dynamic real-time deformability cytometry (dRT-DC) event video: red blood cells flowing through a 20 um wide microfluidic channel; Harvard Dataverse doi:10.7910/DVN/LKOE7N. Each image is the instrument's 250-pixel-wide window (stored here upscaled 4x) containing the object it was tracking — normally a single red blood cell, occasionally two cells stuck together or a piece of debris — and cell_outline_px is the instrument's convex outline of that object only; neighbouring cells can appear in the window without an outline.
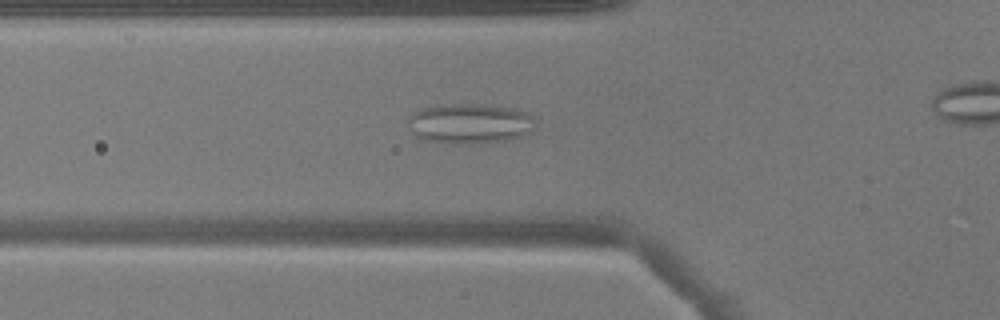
{"species": "common noctule bat (a hibernating species)", "species_latin": "Nyctalus noctula", "temperature_condition": "warm", "stored_images_in_passage": 38, "camera_frame_rate_fps": 3000, "um_per_image_px": 0.085, "animal": {"sex": "male", "body_mass_g": 17.9}, "frame": {"image": 1, "passage_image": 14, "time_ms": 4.333, "image_size_px": [1000, 320], "cell_outline_px": [[536, 124], [532, 132], [524, 136], [508, 140], [472, 144], [456, 144], [424, 140], [416, 136], [412, 132], [408, 124], [408, 116], [412, 112], [420, 108], [436, 104], [496, 104], [520, 108], [532, 116]], "centroid_in_image_um": [39.96, 10.48], "position_along_channel_um": 85.8, "area_um2": 30.81}}
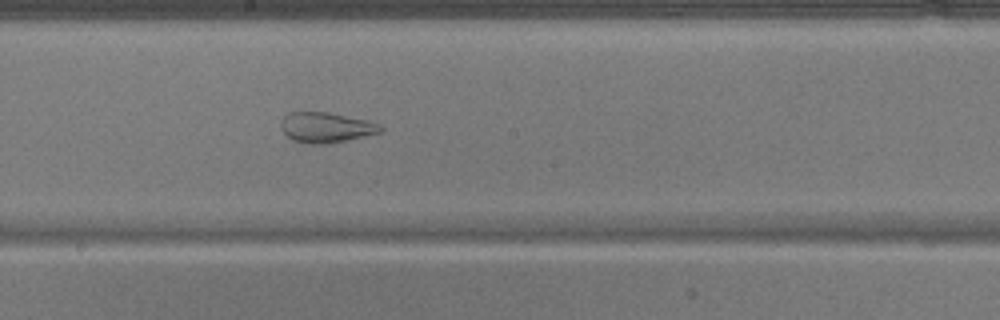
{"frame": {"image": 2, "passage_image": 24, "time_ms": 7.667, "image_size_px": [1000, 320], "cell_outline_px": [[384, 132], [348, 140], [328, 144], [308, 144], [292, 140], [280, 128], [280, 124], [284, 116], [288, 112], [328, 112], [372, 120], [380, 124], [384, 128]], "centroid_in_image_um": [27.77, 10.83], "position_along_channel_um": 220.4, "area_um2": 18.03}}
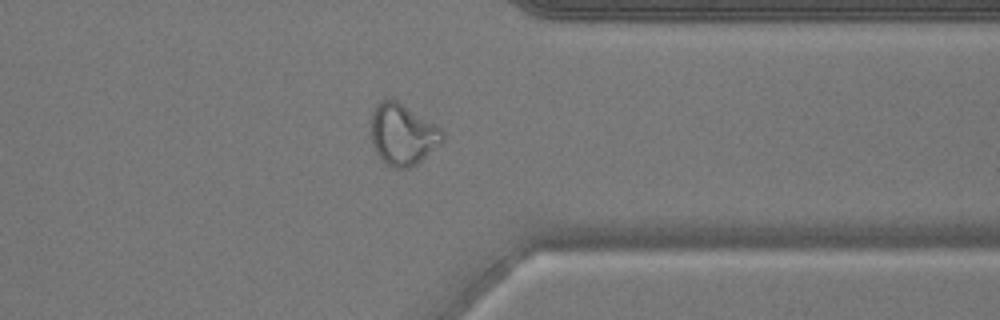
{"frame": {"image": 3, "passage_image": 36, "time_ms": 11.667, "image_size_px": [1000, 320], "cell_outline_px": [[444, 140], [440, 144], [416, 164], [408, 168], [396, 168], [384, 164], [376, 152], [372, 140], [372, 112], [376, 104], [384, 96], [396, 100], [436, 124], [444, 132]], "centroid_in_image_um": [34.22, 11.4], "position_along_channel_um": 377.2, "area_um2": 25.55}}